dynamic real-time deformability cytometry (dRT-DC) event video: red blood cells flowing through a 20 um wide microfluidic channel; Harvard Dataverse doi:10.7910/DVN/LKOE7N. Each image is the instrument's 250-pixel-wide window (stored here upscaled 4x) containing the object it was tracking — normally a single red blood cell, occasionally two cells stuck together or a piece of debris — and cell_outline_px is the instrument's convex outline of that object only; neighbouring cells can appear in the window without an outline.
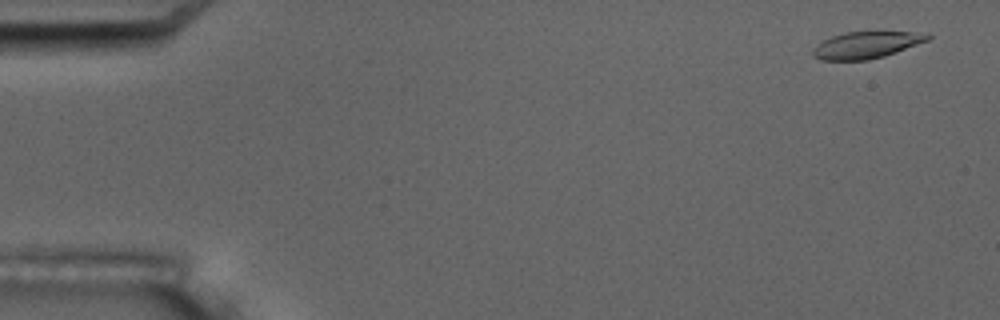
{"species": "common noctule bat (a hibernating species)", "species_latin": "Nyctalus noctula", "temperature_condition": "room temperature", "stored_images_in_passage": 6, "camera_frame_rate_fps": 3000, "um_per_image_px": 0.085, "animal": {"sex": "male", "body_mass_g": 17.5, "forearm_length_mm": 52.3}, "frame": {"image": 1, "passage_image": 1, "time_ms": 0.0, "image_size_px": [1000, 320], "cell_outline_px": [[932, 36], [928, 40], [896, 52], [884, 56], [868, 60], [820, 60], [812, 56], [812, 48], [816, 44], [832, 36], [844, 32], [928, 32]], "centroid_in_image_um": [73.62, 3.82], "position_along_channel_um": 11.4, "area_um2": 17.98}}
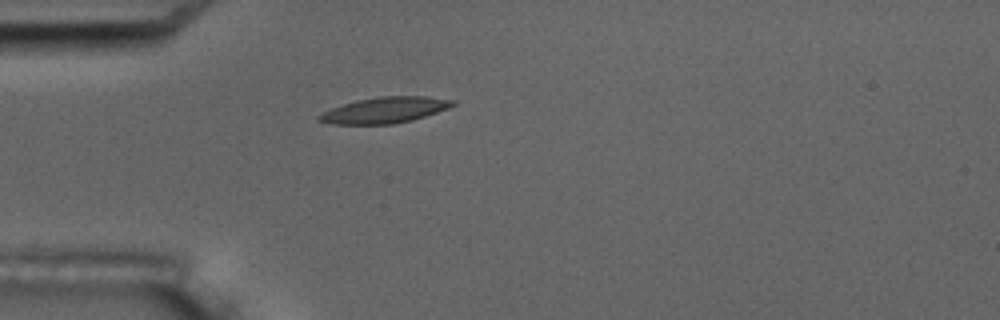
{"frame": {"image": 2, "passage_image": 5, "time_ms": 4.667, "image_size_px": [1000, 320], "cell_outline_px": [[456, 104], [448, 108], [412, 120], [392, 124], [332, 124], [316, 120], [316, 116], [332, 108], [356, 100], [380, 96], [428, 96], [456, 100]], "centroid_in_image_um": [32.71, 9.35], "position_along_channel_um": 52.3, "area_um2": 20.17}}